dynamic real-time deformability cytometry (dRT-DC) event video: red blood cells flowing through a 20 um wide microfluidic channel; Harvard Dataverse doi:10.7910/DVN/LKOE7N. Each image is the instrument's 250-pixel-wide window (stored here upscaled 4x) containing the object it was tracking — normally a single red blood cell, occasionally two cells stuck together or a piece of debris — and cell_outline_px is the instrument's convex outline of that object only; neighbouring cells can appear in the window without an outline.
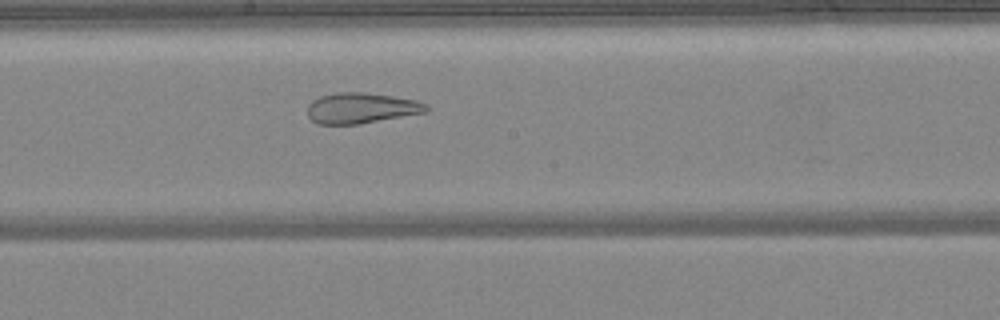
{"species": "common noctule bat (a hibernating species)", "species_latin": "Nyctalus noctula", "temperature_condition": "warm", "stored_images_in_passage": 39, "camera_frame_rate_fps": 3000, "um_per_image_px": 0.085, "animal": {"sex": "female", "body_mass_g": 24.6, "forearm_length_mm": 56.2}, "frame": {"image": 1, "passage_image": 17, "time_ms": 5.333, "image_size_px": [1000, 320], "cell_outline_px": [[428, 112], [360, 124], [316, 124], [308, 116], [308, 104], [312, 100], [320, 96], [336, 92], [364, 92], [392, 96], [416, 100], [428, 104]], "centroid_in_image_um": [30.71, 9.19], "position_along_channel_um": 217.5, "area_um2": 21.39}}
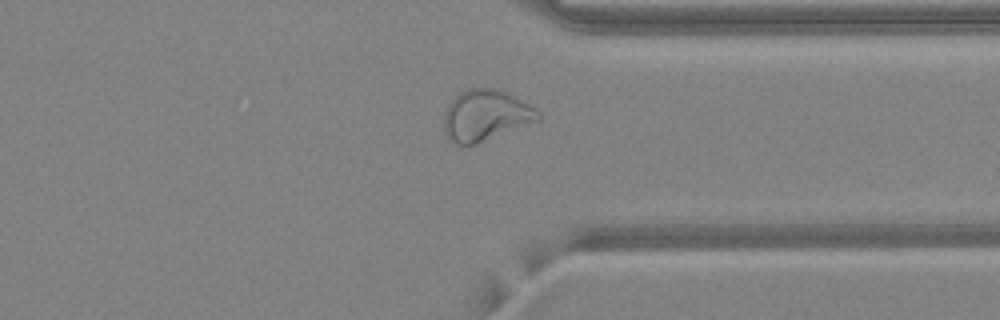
{"frame": {"image": 2, "passage_image": 28, "time_ms": 9.0, "image_size_px": [1000, 320], "cell_outline_px": [[540, 120], [476, 144], [452, 144], [448, 140], [444, 132], [444, 112], [448, 104], [460, 92], [468, 88], [496, 88], [508, 92], [536, 108], [540, 112]], "centroid_in_image_um": [41.27, 9.8], "position_along_channel_um": 370.1, "area_um2": 28.21}}
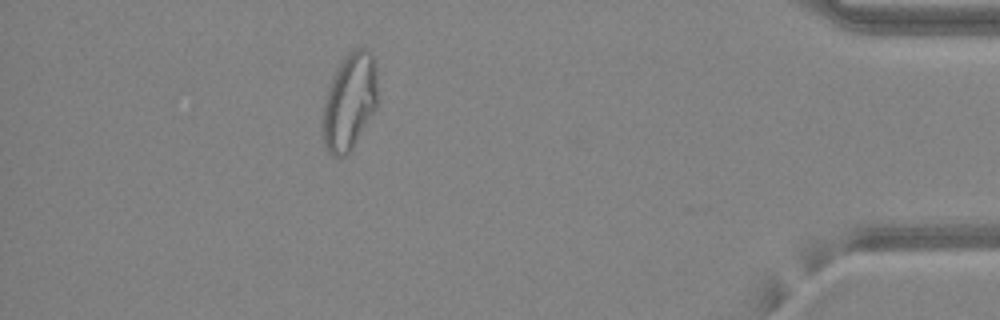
{"frame": {"image": 3, "passage_image": 34, "time_ms": 11.0, "image_size_px": [1000, 320], "cell_outline_px": [[380, 100], [376, 108], [352, 148], [344, 156], [336, 160], [328, 152], [324, 144], [320, 124], [320, 116], [328, 88], [340, 64], [348, 52], [356, 48], [368, 48], [372, 52], [376, 64]], "centroid_in_image_um": [29.72, 8.66], "position_along_channel_um": 405.5, "area_um2": 31.91}, "authors_computed_cell_mechanics": {"area_um2": 26.3568, "velocity_mm_per_s": 4.2145, "shape_relaxation_time_tau1_ms": null, "shape_relaxation_time_tau2_ms": 1.7793, "deformation_change_tau1": null, "deformation_change_tau2": 0.1068}}